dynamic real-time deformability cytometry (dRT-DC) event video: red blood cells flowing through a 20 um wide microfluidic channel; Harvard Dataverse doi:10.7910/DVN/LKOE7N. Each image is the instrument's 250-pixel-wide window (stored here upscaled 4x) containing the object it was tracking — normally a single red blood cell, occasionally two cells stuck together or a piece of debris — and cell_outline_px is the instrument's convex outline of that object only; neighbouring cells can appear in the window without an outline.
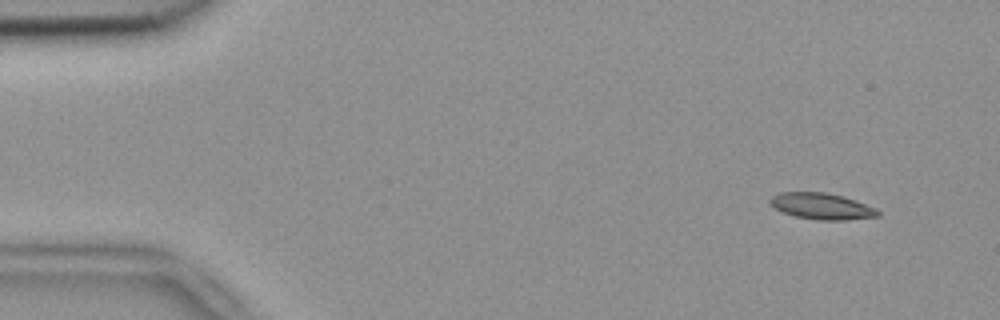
{"species": "common noctule bat (a hibernating species)", "species_latin": "Nyctalus noctula", "temperature_condition": "room temperature", "stored_images_in_passage": 52, "camera_frame_rate_fps": 3000, "um_per_image_px": 0.085, "animal": {"sex": "female", "body_mass_g": 18.4}, "frame": {"image": 1, "passage_image": 3, "time_ms": 0.667, "image_size_px": [1000, 320], "cell_outline_px": [[880, 216], [844, 220], [816, 220], [796, 216], [784, 212], [776, 208], [768, 200], [772, 196], [780, 192], [824, 192], [844, 196], [876, 208], [880, 212]], "centroid_in_image_um": [69.87, 17.52], "position_along_channel_um": 15.1, "area_um2": 16.42}}
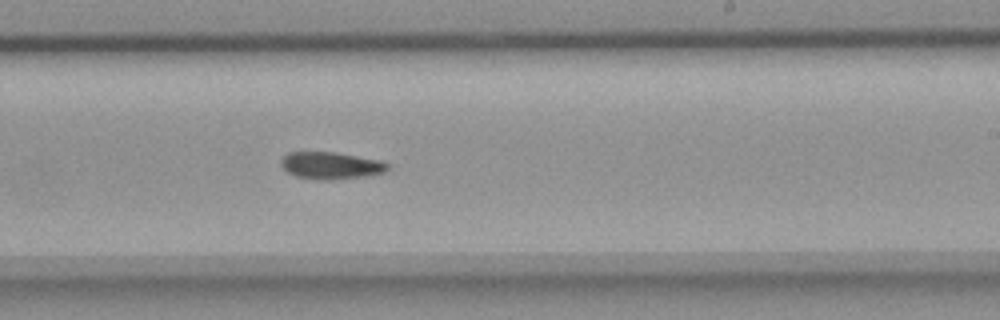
{"frame": {"image": 2, "passage_image": 31, "time_ms": 10.0, "image_size_px": [1000, 320], "cell_outline_px": [[388, 168], [384, 172], [364, 176], [328, 180], [316, 180], [296, 176], [288, 172], [280, 164], [280, 160], [288, 152], [336, 152], [380, 160], [388, 164]], "centroid_in_image_um": [28.09, 14.06], "position_along_channel_um": 260.9, "area_um2": 16.76}}
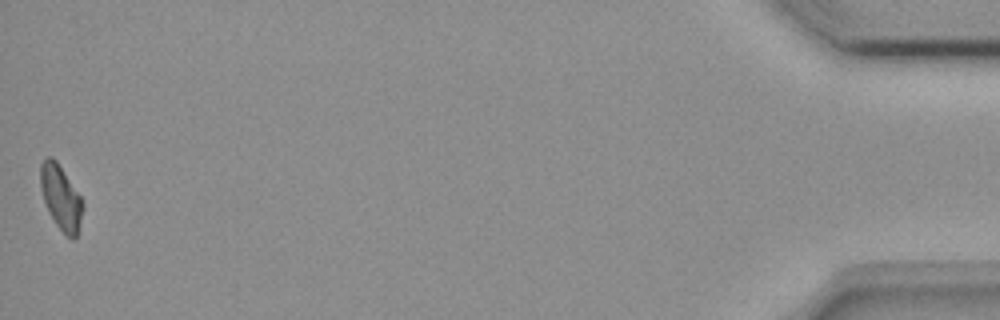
{"frame": {"image": 3, "passage_image": 52, "time_ms": 17.0, "image_size_px": [1000, 320], "cell_outline_px": [[84, 208], [76, 236], [72, 240], [56, 224], [48, 212], [40, 188], [40, 164], [48, 156], [52, 156], [56, 160], [84, 200]], "centroid_in_image_um": [5.18, 16.76], "position_along_channel_um": 430.0, "area_um2": 15.95}}